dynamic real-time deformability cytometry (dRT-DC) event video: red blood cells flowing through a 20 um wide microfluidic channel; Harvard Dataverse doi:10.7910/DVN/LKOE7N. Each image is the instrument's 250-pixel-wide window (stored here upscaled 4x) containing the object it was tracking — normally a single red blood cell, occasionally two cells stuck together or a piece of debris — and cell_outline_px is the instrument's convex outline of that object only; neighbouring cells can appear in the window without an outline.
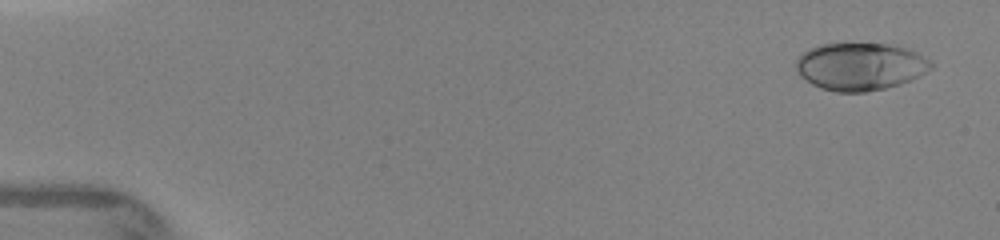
{"species": "human", "species_latin": "Homo sapiens", "temperature_condition": "warm", "stored_images_in_passage": 6, "camera_frame_rate_fps": 3000, "um_per_image_px": 0.085, "donor": {"sex": "female"}, "frame": {"image": 1, "passage_image": 1, "time_ms": 0.0, "image_size_px": [1000, 240], "cell_outline_px": [[932, 68], [900, 84], [884, 88], [864, 92], [836, 92], [820, 88], [812, 84], [800, 76], [796, 72], [796, 60], [804, 52], [820, 44], [888, 44], [904, 48], [916, 52], [928, 60], [932, 64]], "centroid_in_image_um": [73.07, 5.66], "position_along_channel_um": 11.9, "area_um2": 36.88}}
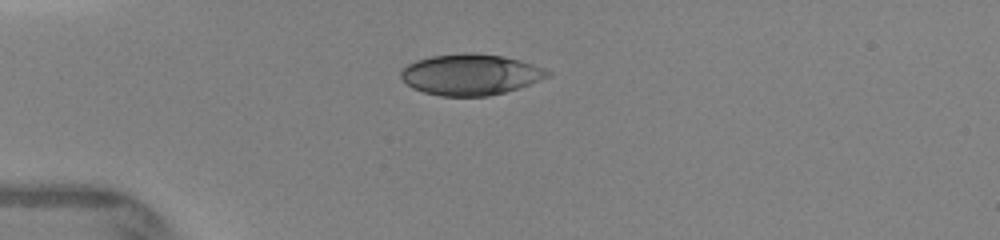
{"frame": {"image": 2, "passage_image": 5, "time_ms": 3.333, "image_size_px": [1000, 240], "cell_outline_px": [[552, 72], [548, 76], [540, 80], [520, 88], [488, 96], [440, 96], [424, 92], [412, 88], [400, 76], [400, 72], [408, 64], [416, 60], [432, 56], [464, 52], [472, 52], [504, 56], [520, 60], [544, 68]], "centroid_in_image_um": [40.0, 6.33], "position_along_channel_um": 45.0, "area_um2": 35.08}}